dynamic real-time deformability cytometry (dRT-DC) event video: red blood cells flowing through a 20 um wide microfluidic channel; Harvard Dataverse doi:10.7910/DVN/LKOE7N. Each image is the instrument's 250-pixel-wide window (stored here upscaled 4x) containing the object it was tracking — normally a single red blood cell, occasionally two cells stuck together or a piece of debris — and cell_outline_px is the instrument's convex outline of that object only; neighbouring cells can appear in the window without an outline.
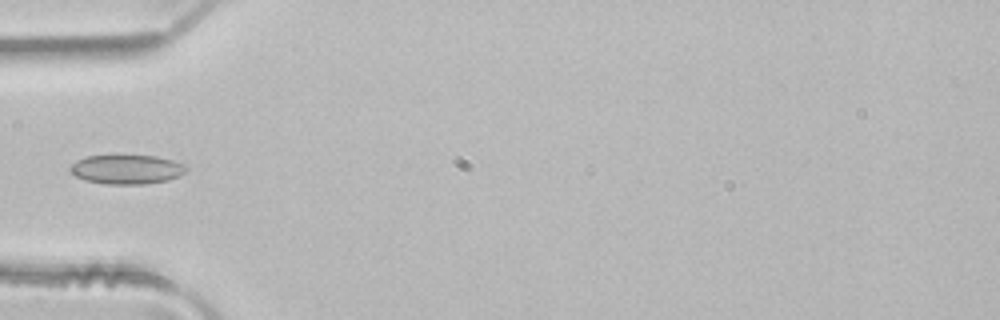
{"species": "common noctule bat (a hibernating species)", "species_latin": "Nyctalus noctula", "temperature_condition": "room temperature", "stored_images_in_passage": 3, "camera_frame_rate_fps": 3000, "um_per_image_px": 0.085, "animal": {"sex": "male", "body_mass_g": 21.5, "forearm_length_mm": 52.0}, "frame": {"image": 1, "passage_image": 3, "time_ms": 0.667, "image_size_px": [1000, 320], "cell_outline_px": [[188, 168], [180, 176], [168, 180], [144, 184], [104, 184], [84, 180], [76, 176], [68, 168], [76, 160], [88, 156], [116, 152], [156, 156], [172, 160], [184, 164]], "centroid_in_image_um": [10.74, 14.35], "position_along_channel_um": 74.3, "area_um2": 20.69}}